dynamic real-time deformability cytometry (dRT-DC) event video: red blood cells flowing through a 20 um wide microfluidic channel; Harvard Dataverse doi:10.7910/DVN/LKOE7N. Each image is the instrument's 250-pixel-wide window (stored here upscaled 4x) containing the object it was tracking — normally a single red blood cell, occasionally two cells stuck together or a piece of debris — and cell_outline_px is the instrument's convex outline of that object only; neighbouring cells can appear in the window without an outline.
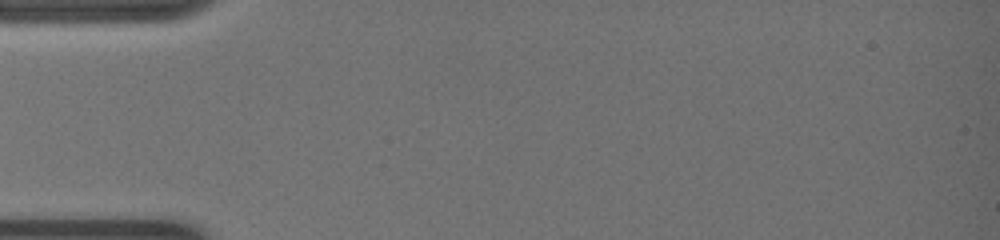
{"species": "common noctule bat (a hibernating species)", "species_latin": "Nyctalus noctula", "temperature_condition": "warm", "stored_images_in_passage": 5, "camera_frame_rate_fps": 3000, "um_per_image_px": 0.085, "animal": {"sex": "female", "body_mass_g": 19.0, "forearm_length_mm": 51.5}, "frame": {"image": 1, "passage_image": 1, "time_ms": 0.0, "image_size_px": [1000, 240], "cell_outline_px": [[172, 192], [48, 192], [36, 188], [36, 184], [72, 180], [120, 180], [168, 184]], "centroid_in_image_um": [8.77, 15.85], "position_along_channel_um": 76.2, "area_um2": 10.17}}